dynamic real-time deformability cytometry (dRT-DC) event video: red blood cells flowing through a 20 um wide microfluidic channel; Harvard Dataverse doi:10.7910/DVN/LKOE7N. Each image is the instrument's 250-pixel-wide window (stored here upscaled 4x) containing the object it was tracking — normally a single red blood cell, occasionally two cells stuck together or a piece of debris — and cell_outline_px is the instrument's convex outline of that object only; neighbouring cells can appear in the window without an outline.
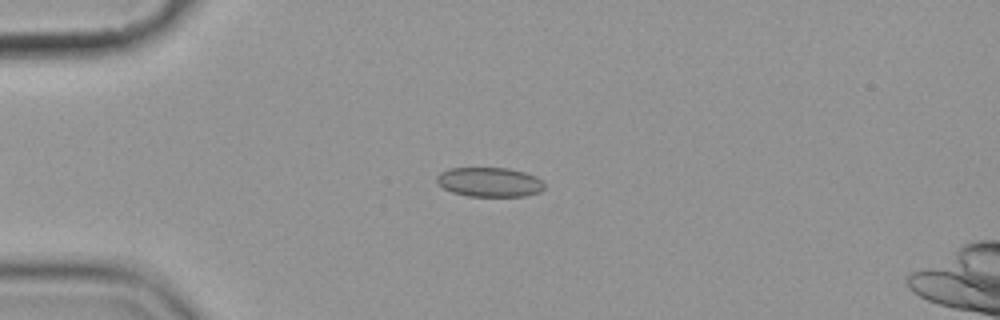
{"species": "common noctule bat (a hibernating species)", "species_latin": "Nyctalus noctula", "temperature_condition": "cold", "stored_images_in_passage": 7, "camera_frame_rate_fps": 3000, "um_per_image_px": 0.085, "animal": {"sex": "female", "body_mass_g": 19.9}, "frame": {"image": 1, "passage_image": 5, "time_ms": 4.667, "image_size_px": [1000, 320], "cell_outline_px": [[544, 188], [540, 192], [524, 196], [468, 196], [452, 192], [436, 184], [436, 176], [440, 172], [448, 168], [508, 168], [524, 172], [536, 176], [544, 184]], "centroid_in_image_um": [41.58, 15.47], "position_along_channel_um": 43.4, "area_um2": 18.55}}
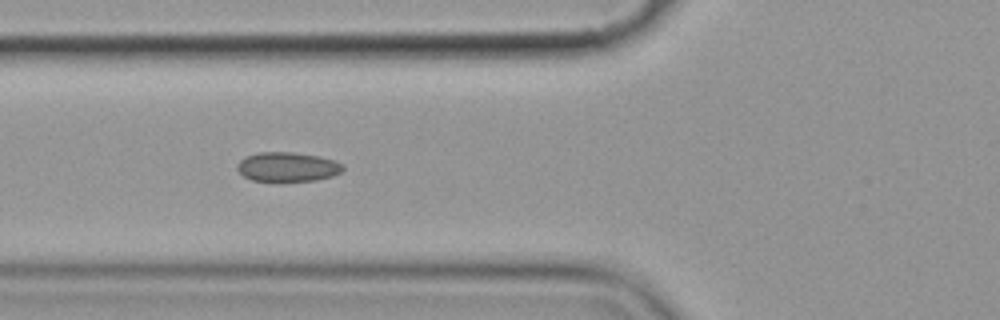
{"frame": {"image": 2, "passage_image": 7, "time_ms": 7.0, "image_size_px": [1000, 320], "cell_outline_px": [[344, 168], [340, 172], [332, 176], [316, 180], [252, 180], [244, 176], [236, 168], [236, 164], [244, 156], [260, 152], [292, 152], [320, 156], [344, 164]], "centroid_in_image_um": [24.42, 14.16], "position_along_channel_um": 101.4, "area_um2": 17.92}}